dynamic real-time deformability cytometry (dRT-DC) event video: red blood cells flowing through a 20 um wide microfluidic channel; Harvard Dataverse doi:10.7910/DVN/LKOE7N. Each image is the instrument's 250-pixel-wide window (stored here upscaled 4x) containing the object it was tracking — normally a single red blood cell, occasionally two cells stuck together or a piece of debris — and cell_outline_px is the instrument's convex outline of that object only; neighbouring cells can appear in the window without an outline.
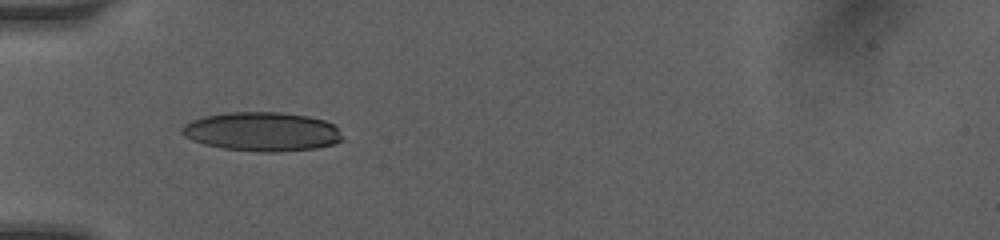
{"species": "human", "species_latin": "Homo sapiens", "temperature_condition": "room temperature", "stored_images_in_passage": 37, "camera_frame_rate_fps": 3000, "um_per_image_px": 0.085, "donor": {"sex": "female"}, "frame": {"image": 1, "passage_image": 25, "time_ms": 5.333, "image_size_px": [1000, 240], "cell_outline_px": [[344, 140], [336, 144], [316, 148], [276, 152], [260, 152], [224, 148], [204, 144], [192, 140], [184, 136], [180, 132], [180, 128], [184, 124], [192, 120], [204, 116], [228, 112], [280, 112], [308, 116], [324, 120], [332, 124], [336, 128]], "centroid_in_image_um": [22.26, 11.19], "position_along_channel_um": 62.7, "area_um2": 36.59}}
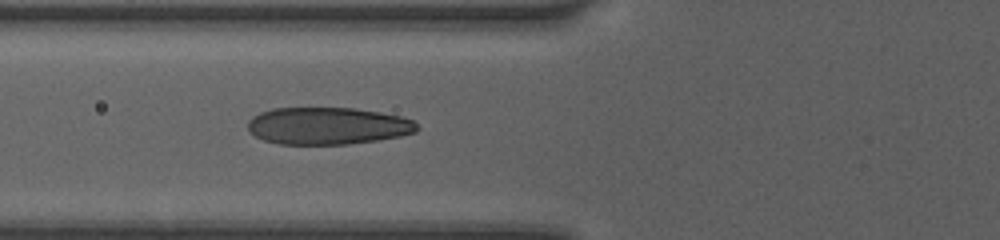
{"frame": {"image": 2, "passage_image": 29, "time_ms": 6.333, "image_size_px": [1000, 240], "cell_outline_px": [[420, 128], [416, 132], [400, 136], [376, 140], [348, 144], [280, 144], [264, 140], [248, 132], [248, 120], [252, 116], [260, 112], [272, 108], [356, 108], [380, 112], [400, 116], [412, 120]], "centroid_in_image_um": [27.83, 10.69], "position_along_channel_um": 98.0, "area_um2": 36.76}}
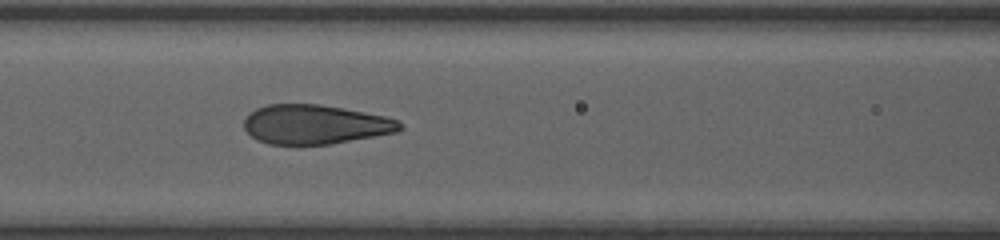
{"frame": {"image": 3, "passage_image": 35, "time_ms": 7.333, "image_size_px": [1000, 240], "cell_outline_px": [[404, 128], [396, 132], [332, 144], [268, 144], [256, 140], [244, 128], [244, 120], [248, 112], [256, 108], [268, 104], [320, 104], [344, 108], [384, 116], [396, 120], [404, 124]], "centroid_in_image_um": [26.77, 10.57], "position_along_channel_um": 139.8, "area_um2": 35.84}}